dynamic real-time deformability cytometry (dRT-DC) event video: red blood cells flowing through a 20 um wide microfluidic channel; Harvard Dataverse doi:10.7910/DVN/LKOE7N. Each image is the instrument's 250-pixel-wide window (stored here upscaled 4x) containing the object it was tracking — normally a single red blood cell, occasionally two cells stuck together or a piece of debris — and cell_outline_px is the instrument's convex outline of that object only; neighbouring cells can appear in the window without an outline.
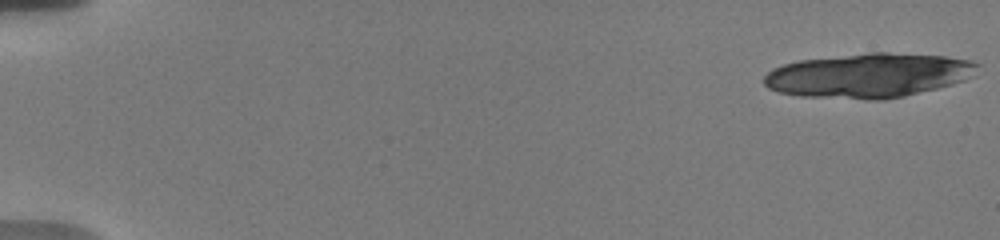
{"species": "human", "species_latin": "Homo sapiens", "temperature_condition": "warm", "stored_images_in_passage": 18, "camera_frame_rate_fps": 3000, "um_per_image_px": 0.085, "donor": {"sex": "male"}, "frame": {"image": 1, "passage_image": 1, "time_ms": 0.0, "image_size_px": [1000, 240], "cell_outline_px": [[980, 64], [972, 76], [964, 80], [952, 84], [904, 96], [884, 100], [868, 100], [800, 96], [780, 92], [768, 88], [764, 84], [764, 76], [772, 68], [784, 64], [800, 60], [868, 52], [888, 52], [944, 56], [972, 60]], "centroid_in_image_um": [73.83, 6.41], "position_along_channel_um": 11.2, "area_um2": 55.37}}